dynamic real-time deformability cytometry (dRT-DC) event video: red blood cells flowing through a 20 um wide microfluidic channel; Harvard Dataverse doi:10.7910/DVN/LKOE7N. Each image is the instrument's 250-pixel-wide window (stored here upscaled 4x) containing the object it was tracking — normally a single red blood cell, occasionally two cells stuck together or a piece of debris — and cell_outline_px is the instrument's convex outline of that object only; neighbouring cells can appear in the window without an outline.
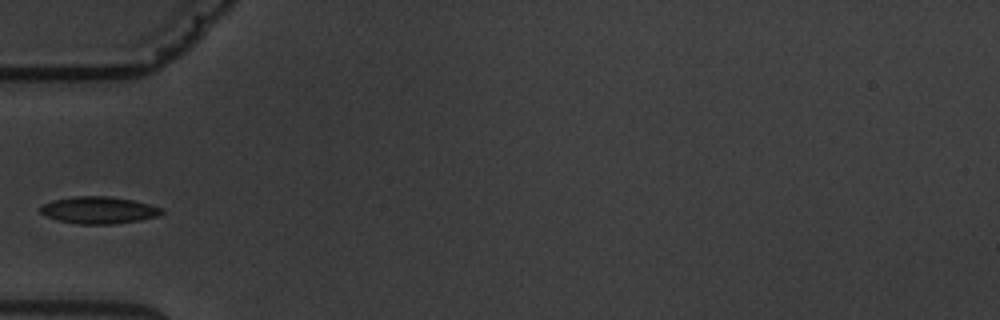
{"species": "common noctule bat (a hibernating species)", "species_latin": "Nyctalus noctula", "temperature_condition": "warm", "stored_images_in_passage": 13, "camera_frame_rate_fps": 3000, "um_per_image_px": 0.085, "animal": {"sex": "male", "body_mass_g": 19.5, "forearm_length_mm": 54.6}, "frame": {"image": 1, "passage_image": 3, "time_ms": 3.333, "image_size_px": [1000, 320], "cell_outline_px": [[164, 212], [156, 216], [140, 220], [112, 224], [80, 224], [60, 220], [48, 216], [40, 212], [36, 208], [40, 204], [52, 200], [72, 196], [112, 196], [132, 200], [164, 208]], "centroid_in_image_um": [8.36, 17.84], "position_along_channel_um": 76.6, "area_um2": 19.19}}
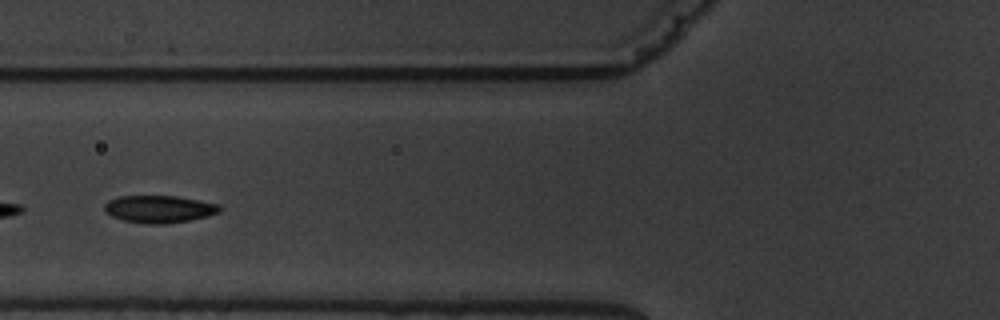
{"frame": {"image": 2, "passage_image": 4, "time_ms": 4.333, "image_size_px": [1000, 320], "cell_outline_px": [[220, 212], [208, 216], [188, 220], [164, 224], [148, 224], [124, 220], [112, 216], [104, 212], [104, 204], [108, 200], [120, 196], [176, 196], [220, 204]], "centroid_in_image_um": [13.51, 17.77], "position_along_channel_um": 112.3, "area_um2": 18.32}}
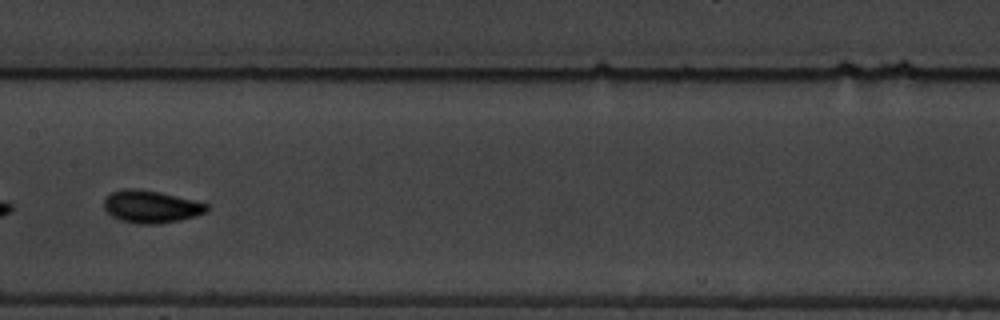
{"frame": {"image": 3, "passage_image": 6, "time_ms": 6.667, "image_size_px": [1000, 320], "cell_outline_px": [[208, 208], [204, 212], [180, 220], [156, 224], [140, 224], [120, 220], [112, 216], [104, 208], [104, 200], [112, 192], [124, 188], [136, 188], [160, 192], [208, 204]], "centroid_in_image_um": [12.79, 17.56], "position_along_channel_um": 194.6, "area_um2": 19.13}, "authors_computed_cell_mechanics": {"area_um2": 18.9006, "velocity_mm_per_s": 3.5358, "shape_relaxation_time_tau1_ms": 2.3462, "shape_relaxation_time_tau2_ms": 1.1425, "deformation_change_tau1": 0.11, "deformation_change_tau2": 0.0572}}